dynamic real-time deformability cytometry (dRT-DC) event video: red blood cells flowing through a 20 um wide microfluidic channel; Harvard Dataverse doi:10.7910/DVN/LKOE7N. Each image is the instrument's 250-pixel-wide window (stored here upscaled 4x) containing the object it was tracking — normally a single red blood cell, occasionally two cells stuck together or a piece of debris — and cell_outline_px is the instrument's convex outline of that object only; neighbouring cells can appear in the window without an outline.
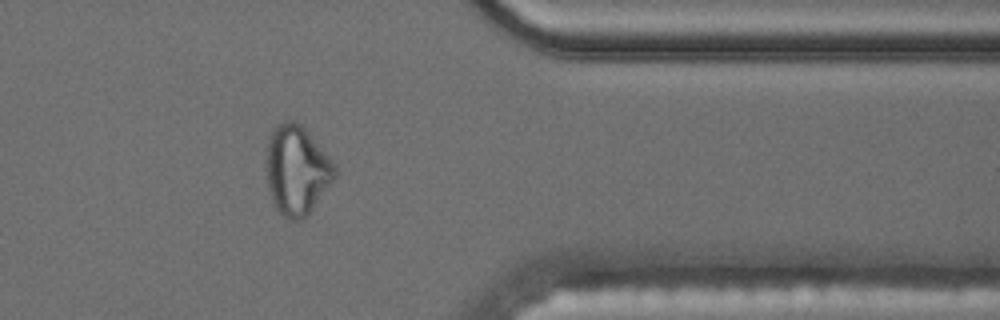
{"species": "common noctule bat (a hibernating species)", "species_latin": "Nyctalus noctula", "temperature_condition": "cold", "stored_images_in_passage": 46, "camera_frame_rate_fps": 3000, "um_per_image_px": 0.085, "animal": {"sex": "male", "body_mass_g": 17.5, "forearm_length_mm": 52.3}, "frame": {"image": 1, "passage_image": 46, "time_ms": 15.0, "image_size_px": [1000, 320], "cell_outline_px": [[340, 168], [336, 176], [304, 220], [292, 220], [284, 216], [276, 208], [272, 200], [268, 188], [268, 140], [272, 128], [276, 124], [288, 120], [292, 120], [300, 124], [308, 132]], "centroid_in_image_um": [25.27, 14.45], "position_along_channel_um": 386.1, "area_um2": 35.49}, "authors_computed_cell_mechanics": {"area_um2": 22.4553, "velocity_mm_per_s": 3.5066, "shape_relaxation_time_tau1_ms": null, "shape_relaxation_time_tau2_ms": 2.2116, "deformation_change_tau1": null, "deformation_change_tau2": 0.0868}}